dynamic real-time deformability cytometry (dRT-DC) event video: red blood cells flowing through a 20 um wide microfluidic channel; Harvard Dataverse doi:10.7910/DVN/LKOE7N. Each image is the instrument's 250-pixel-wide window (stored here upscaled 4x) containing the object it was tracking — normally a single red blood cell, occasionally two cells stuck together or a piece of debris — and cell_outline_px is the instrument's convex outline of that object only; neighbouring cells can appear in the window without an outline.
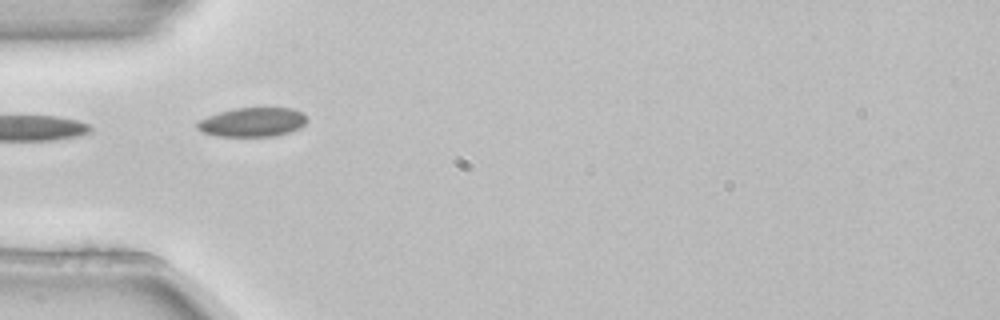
{"species": "common noctule bat (a hibernating species)", "species_latin": "Nyctalus noctula", "temperature_condition": "room temperature", "stored_images_in_passage": 5, "segment_of_instrument_passage": [2, 2], "camera_frame_rate_fps": 3000, "um_per_image_px": 0.085, "animal": {"sex": "female", "body_mass_g": 22.7, "forearm_length_mm": 54.2}, "frame": {"image": 1, "passage_image": 4, "time_ms": 1.0, "image_size_px": [1000, 320], "cell_outline_px": [[304, 124], [300, 128], [288, 132], [272, 136], [216, 136], [204, 132], [196, 128], [196, 120], [232, 108], [292, 108], [304, 112]], "centroid_in_image_um": [21.41, 10.37], "position_along_channel_um": 63.6, "area_um2": 18.55}}